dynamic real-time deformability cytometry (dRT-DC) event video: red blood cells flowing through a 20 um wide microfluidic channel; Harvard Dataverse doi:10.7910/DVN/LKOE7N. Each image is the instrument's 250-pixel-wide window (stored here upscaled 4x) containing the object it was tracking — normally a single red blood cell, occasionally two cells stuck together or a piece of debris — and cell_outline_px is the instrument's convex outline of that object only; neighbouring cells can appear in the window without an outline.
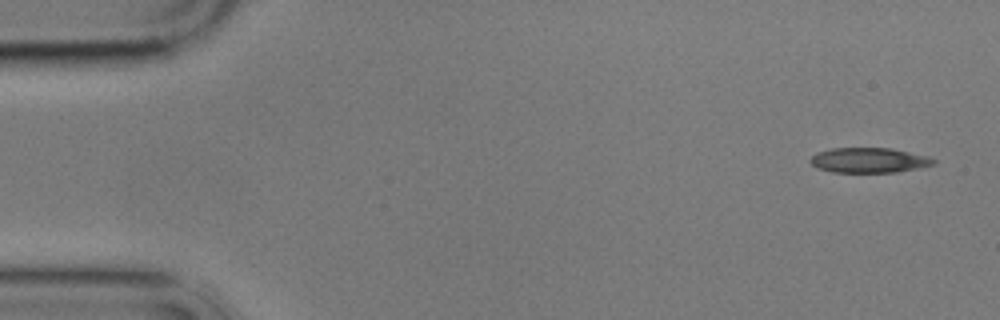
{"species": "common noctule bat (a hibernating species)", "species_latin": "Nyctalus noctula", "temperature_condition": "cold", "stored_images_in_passage": 5, "camera_frame_rate_fps": 3000, "um_per_image_px": 0.085, "animal": {"sex": "male", "body_mass_g": 17.9}, "frame": {"image": 1, "passage_image": 1, "time_ms": 0.0, "image_size_px": [1000, 320], "cell_outline_px": [[936, 164], [896, 172], [832, 172], [816, 168], [808, 160], [816, 152], [832, 148], [888, 148], [928, 156], [936, 160]], "centroid_in_image_um": [73.82, 13.62], "position_along_channel_um": 11.2, "area_um2": 17.92}}
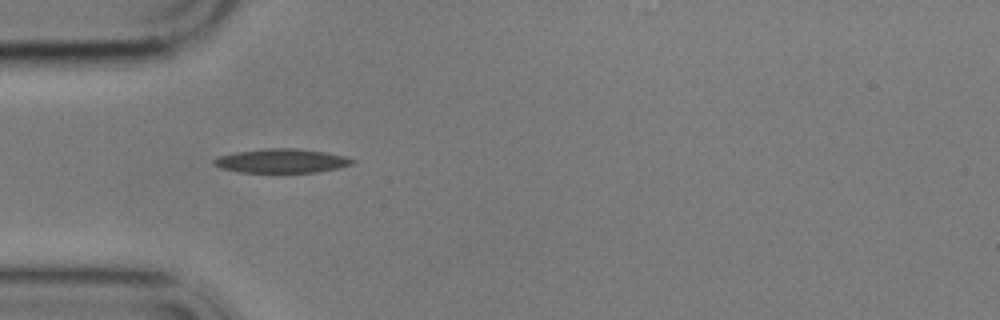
{"frame": {"image": 2, "passage_image": 5, "time_ms": 4.667, "image_size_px": [1000, 320], "cell_outline_px": [[356, 160], [352, 164], [340, 168], [316, 172], [240, 172], [220, 168], [212, 164], [212, 160], [216, 156], [236, 152], [264, 148], [296, 148], [324, 152], [344, 156]], "centroid_in_image_um": [23.89, 13.67], "position_along_channel_um": 61.1, "area_um2": 19.48}}